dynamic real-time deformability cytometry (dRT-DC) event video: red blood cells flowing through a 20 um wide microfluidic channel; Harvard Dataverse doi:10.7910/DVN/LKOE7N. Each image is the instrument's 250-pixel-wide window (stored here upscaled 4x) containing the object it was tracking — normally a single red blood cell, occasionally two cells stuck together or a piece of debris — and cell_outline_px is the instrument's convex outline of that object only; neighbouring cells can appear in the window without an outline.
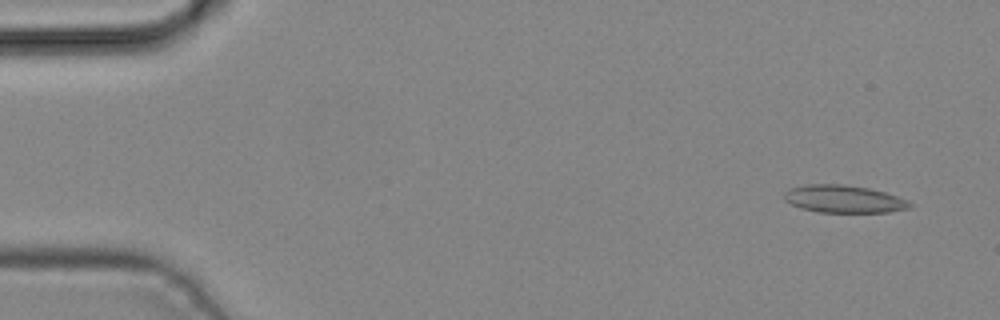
{"species": "common noctule bat (a hibernating species)", "species_latin": "Nyctalus noctula", "temperature_condition": "cold", "stored_images_in_passage": 4, "camera_frame_rate_fps": 3000, "um_per_image_px": 0.085, "animal": {"sex": "male", "body_mass_g": 19.2, "forearm_length_mm": 51.8}, "frame": {"image": 1, "passage_image": 1, "time_ms": 0.0, "image_size_px": [1000, 320], "cell_outline_px": [[912, 208], [888, 212], [820, 212], [800, 208], [784, 200], [784, 192], [788, 188], [804, 184], [840, 184], [868, 188], [884, 192], [908, 200], [912, 204]], "centroid_in_image_um": [71.7, 16.91], "position_along_channel_um": 13.3, "area_um2": 20.23}}
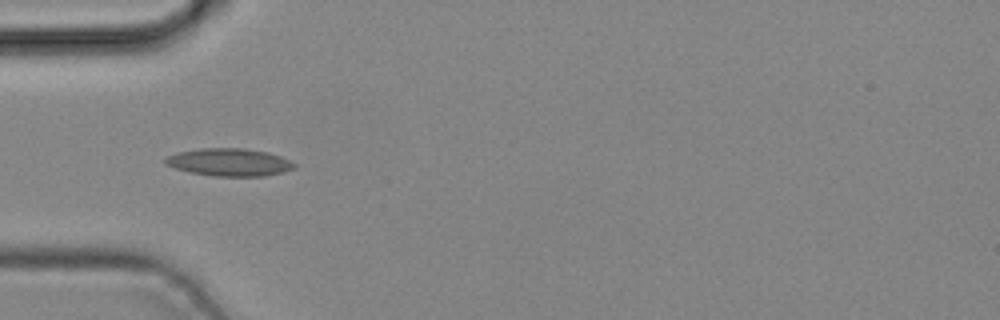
{"frame": {"image": 2, "passage_image": 4, "time_ms": 1.0, "image_size_px": [1000, 320], "cell_outline_px": [[296, 168], [284, 172], [264, 176], [216, 176], [192, 172], [176, 168], [164, 164], [164, 156], [176, 152], [200, 148], [244, 148], [268, 152], [280, 156], [296, 164]], "centroid_in_image_um": [19.48, 13.78], "position_along_channel_um": 65.5, "area_um2": 20.87}}